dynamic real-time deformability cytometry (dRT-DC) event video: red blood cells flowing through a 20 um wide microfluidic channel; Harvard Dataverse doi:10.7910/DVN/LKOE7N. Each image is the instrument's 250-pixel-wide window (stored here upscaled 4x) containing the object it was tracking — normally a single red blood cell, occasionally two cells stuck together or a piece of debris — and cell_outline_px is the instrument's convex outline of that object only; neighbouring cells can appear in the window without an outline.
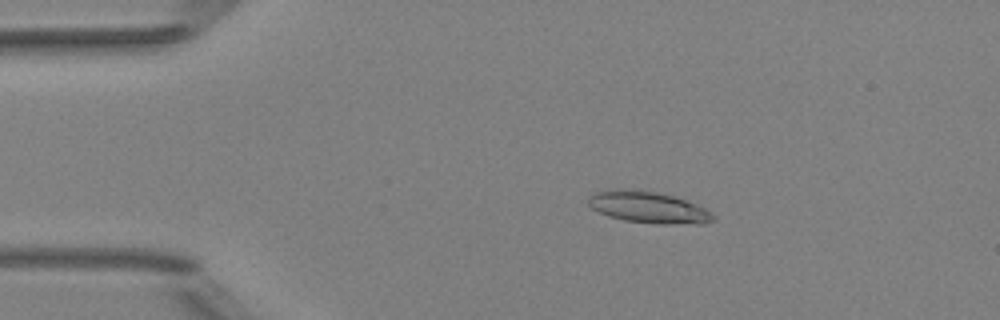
{"species": "Egyptian fruit bat (a non-hibernating species)", "species_latin": "Rousettus aegyptiacus", "temperature_condition": "room temperature", "stored_images_in_passage": 52, "camera_frame_rate_fps": 3000, "um_per_image_px": 0.085, "animal": {"sex": "female"}, "frame": {"image": 1, "passage_image": 10, "time_ms": 3.0, "image_size_px": [1000, 320], "cell_outline_px": [[716, 220], [704, 224], [660, 224], [624, 220], [608, 216], [592, 208], [588, 204], [588, 196], [592, 192], [608, 188], [620, 188], [656, 192], [672, 196], [696, 204], [712, 212], [716, 216]], "centroid_in_image_um": [55.09, 17.62], "position_along_channel_um": 29.9, "area_um2": 23.24}}
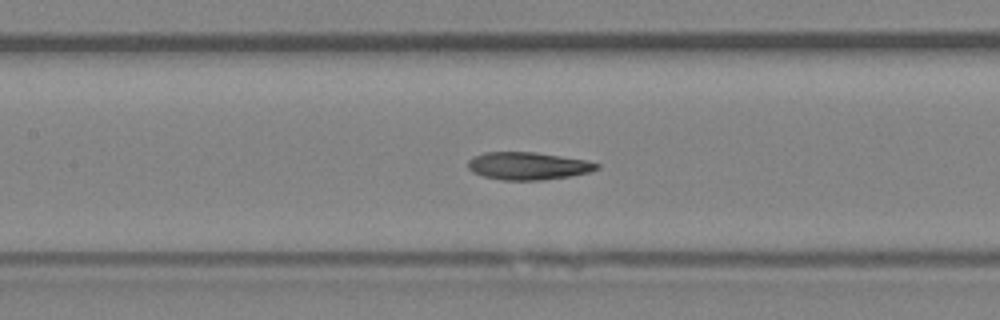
{"frame": {"image": 2, "passage_image": 24, "time_ms": 7.667, "image_size_px": [1000, 320], "cell_outline_px": [[600, 168], [592, 172], [568, 176], [540, 180], [504, 180], [484, 176], [472, 172], [468, 168], [468, 160], [472, 156], [484, 152], [536, 152], [584, 160], [600, 164]], "centroid_in_image_um": [44.86, 14.1], "position_along_channel_um": 162.5, "area_um2": 20.69}}
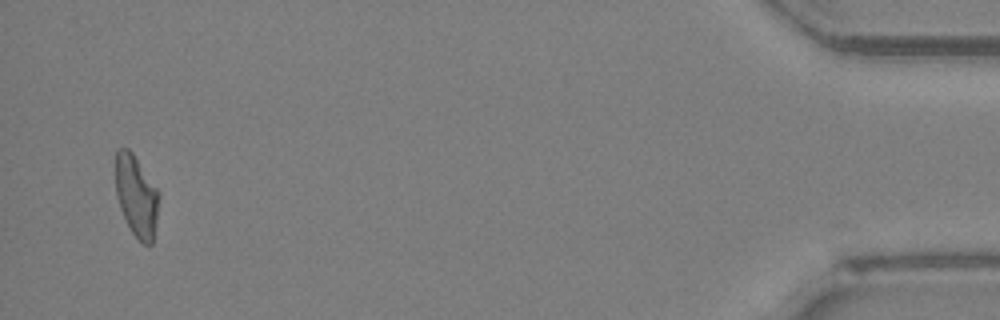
{"frame": {"image": 3, "passage_image": 50, "time_ms": 16.333, "image_size_px": [1000, 320], "cell_outline_px": [[160, 192], [156, 220], [152, 244], [144, 244], [132, 232], [124, 220], [116, 196], [116, 148], [128, 148], [132, 152]], "centroid_in_image_um": [11.58, 16.64], "position_along_channel_um": 423.6, "area_um2": 20.52}, "authors_computed_cell_mechanics": {"area_um2": 20.9236, "velocity_mm_per_s": 4.0129, "shape_relaxation_time_tau1_ms": null, "shape_relaxation_time_tau2_ms": 2.2263, "deformation_change_tau1": null, "deformation_change_tau2": 0.0988}}